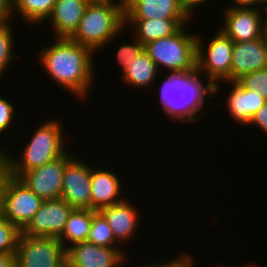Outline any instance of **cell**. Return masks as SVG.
<instances>
[{"mask_svg":"<svg viewBox=\"0 0 267 267\" xmlns=\"http://www.w3.org/2000/svg\"><path fill=\"white\" fill-rule=\"evenodd\" d=\"M11 23L0 25V78L6 73L16 55L14 50V30Z\"/></svg>","mask_w":267,"mask_h":267,"instance_id":"d4e9b609","label":"cell"},{"mask_svg":"<svg viewBox=\"0 0 267 267\" xmlns=\"http://www.w3.org/2000/svg\"><path fill=\"white\" fill-rule=\"evenodd\" d=\"M264 5L267 4V0H260Z\"/></svg>","mask_w":267,"mask_h":267,"instance_id":"7bdbcfd3","label":"cell"},{"mask_svg":"<svg viewBox=\"0 0 267 267\" xmlns=\"http://www.w3.org/2000/svg\"><path fill=\"white\" fill-rule=\"evenodd\" d=\"M55 39L53 44L43 47V50L37 53L39 65H42L41 67L52 81L83 103L94 87L97 68L93 59L95 53L70 38L56 37Z\"/></svg>","mask_w":267,"mask_h":267,"instance_id":"6da1fadb","label":"cell"},{"mask_svg":"<svg viewBox=\"0 0 267 267\" xmlns=\"http://www.w3.org/2000/svg\"><path fill=\"white\" fill-rule=\"evenodd\" d=\"M127 258H128V257L126 256V257L121 261L119 267H121V266H123V265L125 264V261L127 260ZM125 259H126V260H125ZM172 260H173V258H172V259H169L168 261L163 260V262H161V261H160L159 263H156V262H155V264L153 263V264H151V265H150V264H148V265H147V264H146V265H145V264H143V265L141 264L140 266H139V265H137V266L134 265V266H135V267H166ZM164 261H165V262H164ZM134 266H133V267H134ZM123 267H125V266H123Z\"/></svg>","mask_w":267,"mask_h":267,"instance_id":"d590c367","label":"cell"},{"mask_svg":"<svg viewBox=\"0 0 267 267\" xmlns=\"http://www.w3.org/2000/svg\"><path fill=\"white\" fill-rule=\"evenodd\" d=\"M73 209L62 199L44 200L22 233L29 236L59 239Z\"/></svg>","mask_w":267,"mask_h":267,"instance_id":"7c38bea8","label":"cell"},{"mask_svg":"<svg viewBox=\"0 0 267 267\" xmlns=\"http://www.w3.org/2000/svg\"><path fill=\"white\" fill-rule=\"evenodd\" d=\"M231 85L226 98L228 114L240 125H248L255 113L267 102L257 91L245 89L238 81H224ZM230 83V84H229Z\"/></svg>","mask_w":267,"mask_h":267,"instance_id":"e0dca14e","label":"cell"},{"mask_svg":"<svg viewBox=\"0 0 267 267\" xmlns=\"http://www.w3.org/2000/svg\"><path fill=\"white\" fill-rule=\"evenodd\" d=\"M207 1H210V0H181V3L185 11L189 14V16L192 19L194 14H196L193 12L195 11L194 9L198 7L199 5L202 6V5H205V3L207 4Z\"/></svg>","mask_w":267,"mask_h":267,"instance_id":"d6a6232c","label":"cell"},{"mask_svg":"<svg viewBox=\"0 0 267 267\" xmlns=\"http://www.w3.org/2000/svg\"><path fill=\"white\" fill-rule=\"evenodd\" d=\"M96 210L74 208L65 224L59 241L67 250L69 247L87 241Z\"/></svg>","mask_w":267,"mask_h":267,"instance_id":"7402d4cb","label":"cell"},{"mask_svg":"<svg viewBox=\"0 0 267 267\" xmlns=\"http://www.w3.org/2000/svg\"><path fill=\"white\" fill-rule=\"evenodd\" d=\"M233 1V0H232ZM234 6H227L229 7H235V8H240V7H264L265 5L260 1V0H234Z\"/></svg>","mask_w":267,"mask_h":267,"instance_id":"836d02e7","label":"cell"},{"mask_svg":"<svg viewBox=\"0 0 267 267\" xmlns=\"http://www.w3.org/2000/svg\"><path fill=\"white\" fill-rule=\"evenodd\" d=\"M43 199L21 180L0 170V215L21 231L40 209Z\"/></svg>","mask_w":267,"mask_h":267,"instance_id":"52a82bcc","label":"cell"},{"mask_svg":"<svg viewBox=\"0 0 267 267\" xmlns=\"http://www.w3.org/2000/svg\"><path fill=\"white\" fill-rule=\"evenodd\" d=\"M186 26L188 25L182 26L172 36L144 45L145 52L155 62L159 71L162 67L167 69L168 73L197 71V35L187 32Z\"/></svg>","mask_w":267,"mask_h":267,"instance_id":"5b68a950","label":"cell"},{"mask_svg":"<svg viewBox=\"0 0 267 267\" xmlns=\"http://www.w3.org/2000/svg\"><path fill=\"white\" fill-rule=\"evenodd\" d=\"M0 135H2L1 133H0ZM1 147V146H0ZM5 149L3 148L2 149V147L0 148V153H2L3 151H4Z\"/></svg>","mask_w":267,"mask_h":267,"instance_id":"ee69618b","label":"cell"},{"mask_svg":"<svg viewBox=\"0 0 267 267\" xmlns=\"http://www.w3.org/2000/svg\"><path fill=\"white\" fill-rule=\"evenodd\" d=\"M55 3L56 0H12V16L15 18L18 14L25 25L38 26L52 14Z\"/></svg>","mask_w":267,"mask_h":267,"instance_id":"603a6c76","label":"cell"},{"mask_svg":"<svg viewBox=\"0 0 267 267\" xmlns=\"http://www.w3.org/2000/svg\"><path fill=\"white\" fill-rule=\"evenodd\" d=\"M101 0L86 7L71 40L90 48L95 54L110 44L125 29L124 0Z\"/></svg>","mask_w":267,"mask_h":267,"instance_id":"277c9868","label":"cell"},{"mask_svg":"<svg viewBox=\"0 0 267 267\" xmlns=\"http://www.w3.org/2000/svg\"><path fill=\"white\" fill-rule=\"evenodd\" d=\"M88 4L85 0H56L52 14L45 21L52 24L54 38H69L77 29Z\"/></svg>","mask_w":267,"mask_h":267,"instance_id":"d6986e66","label":"cell"},{"mask_svg":"<svg viewBox=\"0 0 267 267\" xmlns=\"http://www.w3.org/2000/svg\"><path fill=\"white\" fill-rule=\"evenodd\" d=\"M60 120L49 119L41 123L25 143L22 155L2 152V168L9 175L19 178L23 173L41 167L63 156L68 150L65 148L64 128Z\"/></svg>","mask_w":267,"mask_h":267,"instance_id":"3957f363","label":"cell"},{"mask_svg":"<svg viewBox=\"0 0 267 267\" xmlns=\"http://www.w3.org/2000/svg\"><path fill=\"white\" fill-rule=\"evenodd\" d=\"M12 0H0V25L12 20Z\"/></svg>","mask_w":267,"mask_h":267,"instance_id":"1f68e13d","label":"cell"},{"mask_svg":"<svg viewBox=\"0 0 267 267\" xmlns=\"http://www.w3.org/2000/svg\"><path fill=\"white\" fill-rule=\"evenodd\" d=\"M68 151L58 159L23 173L18 179L43 200L61 199L65 164L74 154Z\"/></svg>","mask_w":267,"mask_h":267,"instance_id":"9c48e42d","label":"cell"},{"mask_svg":"<svg viewBox=\"0 0 267 267\" xmlns=\"http://www.w3.org/2000/svg\"><path fill=\"white\" fill-rule=\"evenodd\" d=\"M192 255L189 253H180L176 256L166 267H194V261Z\"/></svg>","mask_w":267,"mask_h":267,"instance_id":"4dcf8cb0","label":"cell"},{"mask_svg":"<svg viewBox=\"0 0 267 267\" xmlns=\"http://www.w3.org/2000/svg\"><path fill=\"white\" fill-rule=\"evenodd\" d=\"M221 267H227L226 265H224V266H221ZM228 267H257L255 264H251V263H249V264H246L245 266H243V265H235V266H228Z\"/></svg>","mask_w":267,"mask_h":267,"instance_id":"74e56055","label":"cell"},{"mask_svg":"<svg viewBox=\"0 0 267 267\" xmlns=\"http://www.w3.org/2000/svg\"><path fill=\"white\" fill-rule=\"evenodd\" d=\"M267 68V43L264 37L234 42L231 65V82L244 74Z\"/></svg>","mask_w":267,"mask_h":267,"instance_id":"5bb4252c","label":"cell"},{"mask_svg":"<svg viewBox=\"0 0 267 267\" xmlns=\"http://www.w3.org/2000/svg\"><path fill=\"white\" fill-rule=\"evenodd\" d=\"M61 199L73 208L91 209V166L76 154L65 164Z\"/></svg>","mask_w":267,"mask_h":267,"instance_id":"8fae6325","label":"cell"},{"mask_svg":"<svg viewBox=\"0 0 267 267\" xmlns=\"http://www.w3.org/2000/svg\"><path fill=\"white\" fill-rule=\"evenodd\" d=\"M256 126L267 135V102L255 113L248 126Z\"/></svg>","mask_w":267,"mask_h":267,"instance_id":"f546056e","label":"cell"},{"mask_svg":"<svg viewBox=\"0 0 267 267\" xmlns=\"http://www.w3.org/2000/svg\"><path fill=\"white\" fill-rule=\"evenodd\" d=\"M264 9H265V15H267V4H265Z\"/></svg>","mask_w":267,"mask_h":267,"instance_id":"b9f144b4","label":"cell"},{"mask_svg":"<svg viewBox=\"0 0 267 267\" xmlns=\"http://www.w3.org/2000/svg\"><path fill=\"white\" fill-rule=\"evenodd\" d=\"M125 253L123 248L101 247L83 241L66 250V259L73 267H119L128 256Z\"/></svg>","mask_w":267,"mask_h":267,"instance_id":"4fadbf2b","label":"cell"},{"mask_svg":"<svg viewBox=\"0 0 267 267\" xmlns=\"http://www.w3.org/2000/svg\"><path fill=\"white\" fill-rule=\"evenodd\" d=\"M121 183V179L111 169H97L91 166V209L99 211L123 201Z\"/></svg>","mask_w":267,"mask_h":267,"instance_id":"ac0fdd59","label":"cell"},{"mask_svg":"<svg viewBox=\"0 0 267 267\" xmlns=\"http://www.w3.org/2000/svg\"><path fill=\"white\" fill-rule=\"evenodd\" d=\"M15 106L3 96H0V133L6 134L8 129H11L14 122H16L13 118L15 116L16 109ZM14 120V121H13ZM13 122V123H12Z\"/></svg>","mask_w":267,"mask_h":267,"instance_id":"f1b7e54d","label":"cell"},{"mask_svg":"<svg viewBox=\"0 0 267 267\" xmlns=\"http://www.w3.org/2000/svg\"><path fill=\"white\" fill-rule=\"evenodd\" d=\"M85 1H87V2L91 3V2H97V1H101V0H85Z\"/></svg>","mask_w":267,"mask_h":267,"instance_id":"60d3db41","label":"cell"},{"mask_svg":"<svg viewBox=\"0 0 267 267\" xmlns=\"http://www.w3.org/2000/svg\"><path fill=\"white\" fill-rule=\"evenodd\" d=\"M59 267H73V265L66 259Z\"/></svg>","mask_w":267,"mask_h":267,"instance_id":"f35d334b","label":"cell"},{"mask_svg":"<svg viewBox=\"0 0 267 267\" xmlns=\"http://www.w3.org/2000/svg\"><path fill=\"white\" fill-rule=\"evenodd\" d=\"M237 81L245 89L255 90L267 99V68L244 74Z\"/></svg>","mask_w":267,"mask_h":267,"instance_id":"4316f807","label":"cell"},{"mask_svg":"<svg viewBox=\"0 0 267 267\" xmlns=\"http://www.w3.org/2000/svg\"><path fill=\"white\" fill-rule=\"evenodd\" d=\"M133 41L130 43H125V41L122 40V45L119 46V49L117 50V61L118 65L122 67V71L130 65V62L134 60L136 57H138L143 51H144V45H142L134 36Z\"/></svg>","mask_w":267,"mask_h":267,"instance_id":"83f0119b","label":"cell"},{"mask_svg":"<svg viewBox=\"0 0 267 267\" xmlns=\"http://www.w3.org/2000/svg\"><path fill=\"white\" fill-rule=\"evenodd\" d=\"M66 250L57 238L29 236L21 232L15 253V267H59Z\"/></svg>","mask_w":267,"mask_h":267,"instance_id":"ba28073f","label":"cell"},{"mask_svg":"<svg viewBox=\"0 0 267 267\" xmlns=\"http://www.w3.org/2000/svg\"><path fill=\"white\" fill-rule=\"evenodd\" d=\"M201 76L204 75L197 71H185L167 73L161 78L158 97L166 117L173 122L191 124L206 116L203 110L207 98L215 96L214 85Z\"/></svg>","mask_w":267,"mask_h":267,"instance_id":"7a4b0ae2","label":"cell"},{"mask_svg":"<svg viewBox=\"0 0 267 267\" xmlns=\"http://www.w3.org/2000/svg\"><path fill=\"white\" fill-rule=\"evenodd\" d=\"M263 37L267 43V15L264 16L263 20Z\"/></svg>","mask_w":267,"mask_h":267,"instance_id":"8d00e7d4","label":"cell"},{"mask_svg":"<svg viewBox=\"0 0 267 267\" xmlns=\"http://www.w3.org/2000/svg\"><path fill=\"white\" fill-rule=\"evenodd\" d=\"M87 241L101 247L122 248L116 241L107 220L99 211L93 214Z\"/></svg>","mask_w":267,"mask_h":267,"instance_id":"cb8c5ba5","label":"cell"},{"mask_svg":"<svg viewBox=\"0 0 267 267\" xmlns=\"http://www.w3.org/2000/svg\"><path fill=\"white\" fill-rule=\"evenodd\" d=\"M191 21V19H125V28L133 27V36L145 45L151 41L172 36Z\"/></svg>","mask_w":267,"mask_h":267,"instance_id":"ffe728a7","label":"cell"},{"mask_svg":"<svg viewBox=\"0 0 267 267\" xmlns=\"http://www.w3.org/2000/svg\"><path fill=\"white\" fill-rule=\"evenodd\" d=\"M21 230L0 215V253L15 254Z\"/></svg>","mask_w":267,"mask_h":267,"instance_id":"484cf974","label":"cell"},{"mask_svg":"<svg viewBox=\"0 0 267 267\" xmlns=\"http://www.w3.org/2000/svg\"><path fill=\"white\" fill-rule=\"evenodd\" d=\"M125 19H190L181 0H124Z\"/></svg>","mask_w":267,"mask_h":267,"instance_id":"9a60e30c","label":"cell"},{"mask_svg":"<svg viewBox=\"0 0 267 267\" xmlns=\"http://www.w3.org/2000/svg\"><path fill=\"white\" fill-rule=\"evenodd\" d=\"M0 267H15V254L0 253Z\"/></svg>","mask_w":267,"mask_h":267,"instance_id":"e575fe53","label":"cell"},{"mask_svg":"<svg viewBox=\"0 0 267 267\" xmlns=\"http://www.w3.org/2000/svg\"><path fill=\"white\" fill-rule=\"evenodd\" d=\"M130 200L124 199L115 205L106 206L99 210L110 225L116 241L128 244L138 232L139 210Z\"/></svg>","mask_w":267,"mask_h":267,"instance_id":"2e32d148","label":"cell"},{"mask_svg":"<svg viewBox=\"0 0 267 267\" xmlns=\"http://www.w3.org/2000/svg\"><path fill=\"white\" fill-rule=\"evenodd\" d=\"M226 8L222 21L224 24L220 30L233 42H244L263 37L264 7Z\"/></svg>","mask_w":267,"mask_h":267,"instance_id":"30bf717a","label":"cell"},{"mask_svg":"<svg viewBox=\"0 0 267 267\" xmlns=\"http://www.w3.org/2000/svg\"><path fill=\"white\" fill-rule=\"evenodd\" d=\"M2 169V153H0V170Z\"/></svg>","mask_w":267,"mask_h":267,"instance_id":"ab89813d","label":"cell"},{"mask_svg":"<svg viewBox=\"0 0 267 267\" xmlns=\"http://www.w3.org/2000/svg\"><path fill=\"white\" fill-rule=\"evenodd\" d=\"M217 31L207 44L203 42V34L202 38L198 34L196 39L197 72L206 75L205 78L214 85V94L221 91L219 83L231 82L234 47V42L227 35L219 28Z\"/></svg>","mask_w":267,"mask_h":267,"instance_id":"8992f818","label":"cell"},{"mask_svg":"<svg viewBox=\"0 0 267 267\" xmlns=\"http://www.w3.org/2000/svg\"><path fill=\"white\" fill-rule=\"evenodd\" d=\"M124 85L146 90L155 83L156 76L161 75L155 62L148 56L145 50L134 60L130 62L123 71H121ZM159 74V75H157ZM153 83V84H152Z\"/></svg>","mask_w":267,"mask_h":267,"instance_id":"44dd1931","label":"cell"}]
</instances>
